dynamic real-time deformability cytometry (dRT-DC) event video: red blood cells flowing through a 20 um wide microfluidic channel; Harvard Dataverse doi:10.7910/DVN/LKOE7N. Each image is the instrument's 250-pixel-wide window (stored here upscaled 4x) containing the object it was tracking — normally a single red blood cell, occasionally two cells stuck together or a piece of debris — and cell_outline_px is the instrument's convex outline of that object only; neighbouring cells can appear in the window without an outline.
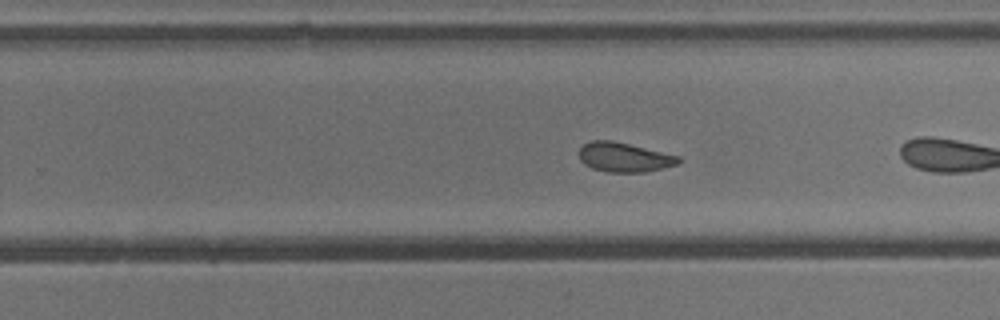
{"species": "common noctule bat (a hibernating species)", "species_latin": "Nyctalus noctula", "temperature_condition": "cold", "stored_images_in_passage": 20, "camera_frame_rate_fps": 3000, "um_per_image_px": 0.085, "animal": {"sex": "male", "body_mass_g": 13.3}, "frame": {"image": 1, "passage_image": 17, "time_ms": 5.333, "image_size_px": [1000, 320], "cell_outline_px": [[684, 160], [680, 164], [644, 172], [608, 172], [592, 168], [584, 164], [580, 160], [580, 148], [584, 144], [592, 140], [612, 140], [680, 156]], "centroid_in_image_um": [53.1, 13.37], "position_along_channel_um": 276.7, "area_um2": 17.11}}